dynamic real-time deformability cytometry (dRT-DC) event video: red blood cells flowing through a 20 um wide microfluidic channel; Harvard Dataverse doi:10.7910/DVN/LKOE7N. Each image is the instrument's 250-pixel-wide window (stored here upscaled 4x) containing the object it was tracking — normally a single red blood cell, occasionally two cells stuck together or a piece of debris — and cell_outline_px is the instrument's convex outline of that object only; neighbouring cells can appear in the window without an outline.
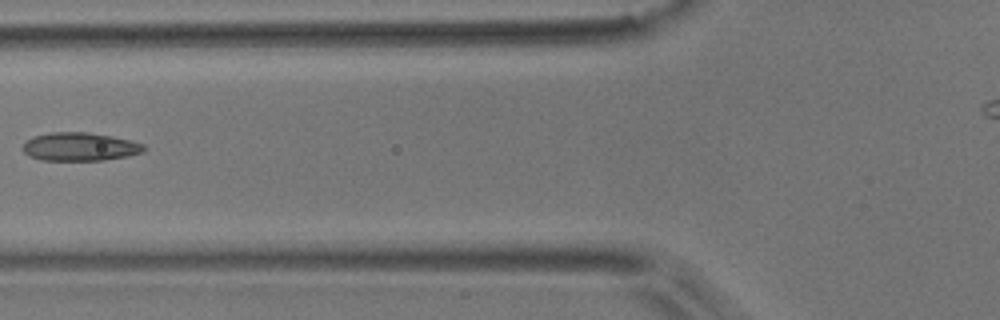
{"species": "common noctule bat (a hibernating species)", "species_latin": "Nyctalus noctula", "temperature_condition": "room temperature", "stored_images_in_passage": 6, "camera_frame_rate_fps": 3000, "um_per_image_px": 0.085, "animal": {"sex": "male", "body_mass_g": 17.9}, "frame": {"image": 1, "passage_image": 5, "time_ms": 1.333, "image_size_px": [1000, 320], "cell_outline_px": [[144, 152], [104, 160], [40, 160], [28, 156], [24, 152], [24, 144], [32, 136], [48, 132], [88, 132], [128, 140], [144, 144]], "centroid_in_image_um": [6.74, 12.47], "position_along_channel_um": 119.1, "area_um2": 19.77}}
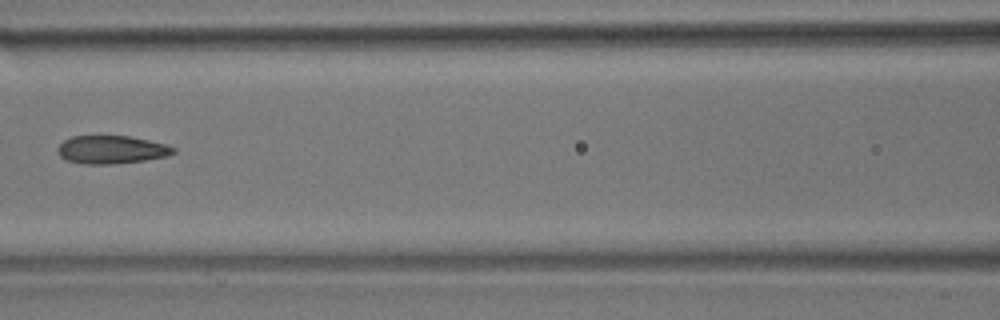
{"frame": {"image": 2, "passage_image": 6, "time_ms": 1.667, "image_size_px": [1000, 320], "cell_outline_px": [[176, 152], [168, 156], [144, 160], [112, 164], [84, 164], [68, 160], [60, 156], [56, 152], [56, 148], [64, 140], [72, 136], [128, 136], [168, 144], [176, 148]], "centroid_in_image_um": [9.48, 12.72], "position_along_channel_um": 157.1, "area_um2": 19.02}}